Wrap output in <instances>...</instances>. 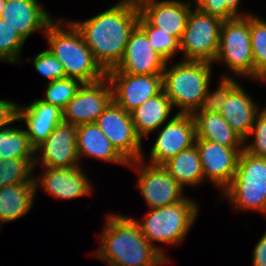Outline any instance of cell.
<instances>
[{"label": "cell", "mask_w": 266, "mask_h": 266, "mask_svg": "<svg viewBox=\"0 0 266 266\" xmlns=\"http://www.w3.org/2000/svg\"><path fill=\"white\" fill-rule=\"evenodd\" d=\"M136 0H121L85 21H71L100 67L108 72L120 63L131 32L138 25Z\"/></svg>", "instance_id": "6da1fadb"}, {"label": "cell", "mask_w": 266, "mask_h": 266, "mask_svg": "<svg viewBox=\"0 0 266 266\" xmlns=\"http://www.w3.org/2000/svg\"><path fill=\"white\" fill-rule=\"evenodd\" d=\"M95 252L109 266H161L169 261L143 236L137 219L109 215Z\"/></svg>", "instance_id": "7a4b0ae2"}, {"label": "cell", "mask_w": 266, "mask_h": 266, "mask_svg": "<svg viewBox=\"0 0 266 266\" xmlns=\"http://www.w3.org/2000/svg\"><path fill=\"white\" fill-rule=\"evenodd\" d=\"M63 21L56 18L48 26L44 37L49 44L48 50L62 64L66 78L92 83L106 77V72L95 61L81 33L71 22Z\"/></svg>", "instance_id": "3957f363"}, {"label": "cell", "mask_w": 266, "mask_h": 266, "mask_svg": "<svg viewBox=\"0 0 266 266\" xmlns=\"http://www.w3.org/2000/svg\"><path fill=\"white\" fill-rule=\"evenodd\" d=\"M163 75V91L181 114H193L203 102L211 79L212 63L180 61L167 68Z\"/></svg>", "instance_id": "277c9868"}, {"label": "cell", "mask_w": 266, "mask_h": 266, "mask_svg": "<svg viewBox=\"0 0 266 266\" xmlns=\"http://www.w3.org/2000/svg\"><path fill=\"white\" fill-rule=\"evenodd\" d=\"M195 200L186 197L176 204L149 209L144 221L137 220L143 236L154 246L168 261L166 253L153 242L171 244L174 246L183 242L184 237L191 229L198 214Z\"/></svg>", "instance_id": "5b68a950"}, {"label": "cell", "mask_w": 266, "mask_h": 266, "mask_svg": "<svg viewBox=\"0 0 266 266\" xmlns=\"http://www.w3.org/2000/svg\"><path fill=\"white\" fill-rule=\"evenodd\" d=\"M222 192L240 211L253 210L266 214V158L243 150L239 156L236 174Z\"/></svg>", "instance_id": "8992f818"}, {"label": "cell", "mask_w": 266, "mask_h": 266, "mask_svg": "<svg viewBox=\"0 0 266 266\" xmlns=\"http://www.w3.org/2000/svg\"><path fill=\"white\" fill-rule=\"evenodd\" d=\"M220 60L225 62L234 75L254 79L250 15L223 21L215 62Z\"/></svg>", "instance_id": "52a82bcc"}, {"label": "cell", "mask_w": 266, "mask_h": 266, "mask_svg": "<svg viewBox=\"0 0 266 266\" xmlns=\"http://www.w3.org/2000/svg\"><path fill=\"white\" fill-rule=\"evenodd\" d=\"M223 21L217 17L191 9L186 28L179 41L184 61L212 63L219 49L220 29Z\"/></svg>", "instance_id": "ba28073f"}, {"label": "cell", "mask_w": 266, "mask_h": 266, "mask_svg": "<svg viewBox=\"0 0 266 266\" xmlns=\"http://www.w3.org/2000/svg\"><path fill=\"white\" fill-rule=\"evenodd\" d=\"M138 172L137 185L149 209L169 206L186 198L183 188L163 165L146 164L143 158L129 162Z\"/></svg>", "instance_id": "9c48e42d"}, {"label": "cell", "mask_w": 266, "mask_h": 266, "mask_svg": "<svg viewBox=\"0 0 266 266\" xmlns=\"http://www.w3.org/2000/svg\"><path fill=\"white\" fill-rule=\"evenodd\" d=\"M95 124L128 162L144 159L142 139L135 131L131 114L114 101L96 119Z\"/></svg>", "instance_id": "30bf717a"}, {"label": "cell", "mask_w": 266, "mask_h": 266, "mask_svg": "<svg viewBox=\"0 0 266 266\" xmlns=\"http://www.w3.org/2000/svg\"><path fill=\"white\" fill-rule=\"evenodd\" d=\"M112 101V88L107 77L92 83H82L75 97L62 110L63 122L75 126L95 123Z\"/></svg>", "instance_id": "8fae6325"}, {"label": "cell", "mask_w": 266, "mask_h": 266, "mask_svg": "<svg viewBox=\"0 0 266 266\" xmlns=\"http://www.w3.org/2000/svg\"><path fill=\"white\" fill-rule=\"evenodd\" d=\"M150 151V164L163 165L179 152L195 145L196 123L192 114L176 113L159 130Z\"/></svg>", "instance_id": "7c38bea8"}, {"label": "cell", "mask_w": 266, "mask_h": 266, "mask_svg": "<svg viewBox=\"0 0 266 266\" xmlns=\"http://www.w3.org/2000/svg\"><path fill=\"white\" fill-rule=\"evenodd\" d=\"M113 101L131 113L149 98L163 90V75H133L126 73H106Z\"/></svg>", "instance_id": "4fadbf2b"}, {"label": "cell", "mask_w": 266, "mask_h": 266, "mask_svg": "<svg viewBox=\"0 0 266 266\" xmlns=\"http://www.w3.org/2000/svg\"><path fill=\"white\" fill-rule=\"evenodd\" d=\"M39 151H42L41 157H37ZM79 162L77 126L70 123L58 124L47 139L35 148L34 169L36 163L45 168H70L82 166Z\"/></svg>", "instance_id": "5bb4252c"}, {"label": "cell", "mask_w": 266, "mask_h": 266, "mask_svg": "<svg viewBox=\"0 0 266 266\" xmlns=\"http://www.w3.org/2000/svg\"><path fill=\"white\" fill-rule=\"evenodd\" d=\"M204 181H211L221 190L231 183L238 165V160L244 148H228L204 139H196Z\"/></svg>", "instance_id": "9a60e30c"}, {"label": "cell", "mask_w": 266, "mask_h": 266, "mask_svg": "<svg viewBox=\"0 0 266 266\" xmlns=\"http://www.w3.org/2000/svg\"><path fill=\"white\" fill-rule=\"evenodd\" d=\"M166 60L151 46L146 34L136 26L131 32L124 55L116 68L106 73L133 75L162 74Z\"/></svg>", "instance_id": "2e32d148"}, {"label": "cell", "mask_w": 266, "mask_h": 266, "mask_svg": "<svg viewBox=\"0 0 266 266\" xmlns=\"http://www.w3.org/2000/svg\"><path fill=\"white\" fill-rule=\"evenodd\" d=\"M140 15L152 26L180 41L186 28L191 3L179 0H136Z\"/></svg>", "instance_id": "e0dca14e"}, {"label": "cell", "mask_w": 266, "mask_h": 266, "mask_svg": "<svg viewBox=\"0 0 266 266\" xmlns=\"http://www.w3.org/2000/svg\"><path fill=\"white\" fill-rule=\"evenodd\" d=\"M41 177H35L36 192L38 186L52 197L75 199L91 194L92 185L80 166L70 168H44Z\"/></svg>", "instance_id": "ac0fdd59"}, {"label": "cell", "mask_w": 266, "mask_h": 266, "mask_svg": "<svg viewBox=\"0 0 266 266\" xmlns=\"http://www.w3.org/2000/svg\"><path fill=\"white\" fill-rule=\"evenodd\" d=\"M1 18L25 41L37 30L45 34L55 19L43 9L38 0H6Z\"/></svg>", "instance_id": "d6986e66"}, {"label": "cell", "mask_w": 266, "mask_h": 266, "mask_svg": "<svg viewBox=\"0 0 266 266\" xmlns=\"http://www.w3.org/2000/svg\"><path fill=\"white\" fill-rule=\"evenodd\" d=\"M24 120L25 132L31 145L36 148L53 132L56 126L63 122V112L37 99L28 106H19L18 121Z\"/></svg>", "instance_id": "ffe728a7"}, {"label": "cell", "mask_w": 266, "mask_h": 266, "mask_svg": "<svg viewBox=\"0 0 266 266\" xmlns=\"http://www.w3.org/2000/svg\"><path fill=\"white\" fill-rule=\"evenodd\" d=\"M258 107L256 102L238 83L227 94L226 101L223 103L219 113L244 142H247L254 121L262 111Z\"/></svg>", "instance_id": "44dd1931"}, {"label": "cell", "mask_w": 266, "mask_h": 266, "mask_svg": "<svg viewBox=\"0 0 266 266\" xmlns=\"http://www.w3.org/2000/svg\"><path fill=\"white\" fill-rule=\"evenodd\" d=\"M77 153L80 161L84 155L127 167L129 165L95 123L77 126Z\"/></svg>", "instance_id": "7402d4cb"}, {"label": "cell", "mask_w": 266, "mask_h": 266, "mask_svg": "<svg viewBox=\"0 0 266 266\" xmlns=\"http://www.w3.org/2000/svg\"><path fill=\"white\" fill-rule=\"evenodd\" d=\"M173 108L163 90L146 100L130 113L137 135L141 139L143 136L148 138L150 133L157 131L166 123Z\"/></svg>", "instance_id": "603a6c76"}, {"label": "cell", "mask_w": 266, "mask_h": 266, "mask_svg": "<svg viewBox=\"0 0 266 266\" xmlns=\"http://www.w3.org/2000/svg\"><path fill=\"white\" fill-rule=\"evenodd\" d=\"M196 139L209 140L228 148H244V140L230 127L220 113L194 112Z\"/></svg>", "instance_id": "cb8c5ba5"}, {"label": "cell", "mask_w": 266, "mask_h": 266, "mask_svg": "<svg viewBox=\"0 0 266 266\" xmlns=\"http://www.w3.org/2000/svg\"><path fill=\"white\" fill-rule=\"evenodd\" d=\"M34 178L29 183L5 186L0 189V224L17 220L27 214L34 203Z\"/></svg>", "instance_id": "d4e9b609"}, {"label": "cell", "mask_w": 266, "mask_h": 266, "mask_svg": "<svg viewBox=\"0 0 266 266\" xmlns=\"http://www.w3.org/2000/svg\"><path fill=\"white\" fill-rule=\"evenodd\" d=\"M170 176L184 189L204 183V174L196 145L179 152L163 164Z\"/></svg>", "instance_id": "484cf974"}, {"label": "cell", "mask_w": 266, "mask_h": 266, "mask_svg": "<svg viewBox=\"0 0 266 266\" xmlns=\"http://www.w3.org/2000/svg\"><path fill=\"white\" fill-rule=\"evenodd\" d=\"M10 158H35V148L31 145L25 129H0V160Z\"/></svg>", "instance_id": "4316f807"}, {"label": "cell", "mask_w": 266, "mask_h": 266, "mask_svg": "<svg viewBox=\"0 0 266 266\" xmlns=\"http://www.w3.org/2000/svg\"><path fill=\"white\" fill-rule=\"evenodd\" d=\"M250 37L254 79L266 83V21L253 14H250Z\"/></svg>", "instance_id": "83f0119b"}, {"label": "cell", "mask_w": 266, "mask_h": 266, "mask_svg": "<svg viewBox=\"0 0 266 266\" xmlns=\"http://www.w3.org/2000/svg\"><path fill=\"white\" fill-rule=\"evenodd\" d=\"M34 158L0 160V189L15 184L29 183L35 176ZM32 175V176H31Z\"/></svg>", "instance_id": "f1b7e54d"}, {"label": "cell", "mask_w": 266, "mask_h": 266, "mask_svg": "<svg viewBox=\"0 0 266 266\" xmlns=\"http://www.w3.org/2000/svg\"><path fill=\"white\" fill-rule=\"evenodd\" d=\"M147 36L150 46L157 51L167 62L180 50L179 41L169 33L152 27L141 15L137 25Z\"/></svg>", "instance_id": "f546056e"}, {"label": "cell", "mask_w": 266, "mask_h": 266, "mask_svg": "<svg viewBox=\"0 0 266 266\" xmlns=\"http://www.w3.org/2000/svg\"><path fill=\"white\" fill-rule=\"evenodd\" d=\"M81 85L82 83L74 78H64L49 82L46 86L45 98L40 100L63 110L75 97Z\"/></svg>", "instance_id": "4dcf8cb0"}, {"label": "cell", "mask_w": 266, "mask_h": 266, "mask_svg": "<svg viewBox=\"0 0 266 266\" xmlns=\"http://www.w3.org/2000/svg\"><path fill=\"white\" fill-rule=\"evenodd\" d=\"M26 41L7 22L0 18V61L21 63V50Z\"/></svg>", "instance_id": "1f68e13d"}, {"label": "cell", "mask_w": 266, "mask_h": 266, "mask_svg": "<svg viewBox=\"0 0 266 266\" xmlns=\"http://www.w3.org/2000/svg\"><path fill=\"white\" fill-rule=\"evenodd\" d=\"M241 0H193L194 7L201 12L217 17L222 21L236 17H247L249 13H238Z\"/></svg>", "instance_id": "d6a6232c"}, {"label": "cell", "mask_w": 266, "mask_h": 266, "mask_svg": "<svg viewBox=\"0 0 266 266\" xmlns=\"http://www.w3.org/2000/svg\"><path fill=\"white\" fill-rule=\"evenodd\" d=\"M238 84L234 78L229 75H223L219 82V87L210 92L209 86L203 99L201 107L195 112H215L219 113L226 101L227 94Z\"/></svg>", "instance_id": "836d02e7"}, {"label": "cell", "mask_w": 266, "mask_h": 266, "mask_svg": "<svg viewBox=\"0 0 266 266\" xmlns=\"http://www.w3.org/2000/svg\"><path fill=\"white\" fill-rule=\"evenodd\" d=\"M33 65L38 73L48 79V83L66 78L62 64L48 49L34 57Z\"/></svg>", "instance_id": "e575fe53"}, {"label": "cell", "mask_w": 266, "mask_h": 266, "mask_svg": "<svg viewBox=\"0 0 266 266\" xmlns=\"http://www.w3.org/2000/svg\"><path fill=\"white\" fill-rule=\"evenodd\" d=\"M252 135L254 139L250 144L244 142V150L254 156L266 158V110L264 108L257 115L248 138Z\"/></svg>", "instance_id": "d590c367"}, {"label": "cell", "mask_w": 266, "mask_h": 266, "mask_svg": "<svg viewBox=\"0 0 266 266\" xmlns=\"http://www.w3.org/2000/svg\"><path fill=\"white\" fill-rule=\"evenodd\" d=\"M19 105L11 100H0V129L18 121Z\"/></svg>", "instance_id": "8d00e7d4"}, {"label": "cell", "mask_w": 266, "mask_h": 266, "mask_svg": "<svg viewBox=\"0 0 266 266\" xmlns=\"http://www.w3.org/2000/svg\"><path fill=\"white\" fill-rule=\"evenodd\" d=\"M252 258L253 266H266V232L257 242Z\"/></svg>", "instance_id": "74e56055"}, {"label": "cell", "mask_w": 266, "mask_h": 266, "mask_svg": "<svg viewBox=\"0 0 266 266\" xmlns=\"http://www.w3.org/2000/svg\"><path fill=\"white\" fill-rule=\"evenodd\" d=\"M5 2L6 0H0V18L4 9Z\"/></svg>", "instance_id": "f35d334b"}]
</instances>
